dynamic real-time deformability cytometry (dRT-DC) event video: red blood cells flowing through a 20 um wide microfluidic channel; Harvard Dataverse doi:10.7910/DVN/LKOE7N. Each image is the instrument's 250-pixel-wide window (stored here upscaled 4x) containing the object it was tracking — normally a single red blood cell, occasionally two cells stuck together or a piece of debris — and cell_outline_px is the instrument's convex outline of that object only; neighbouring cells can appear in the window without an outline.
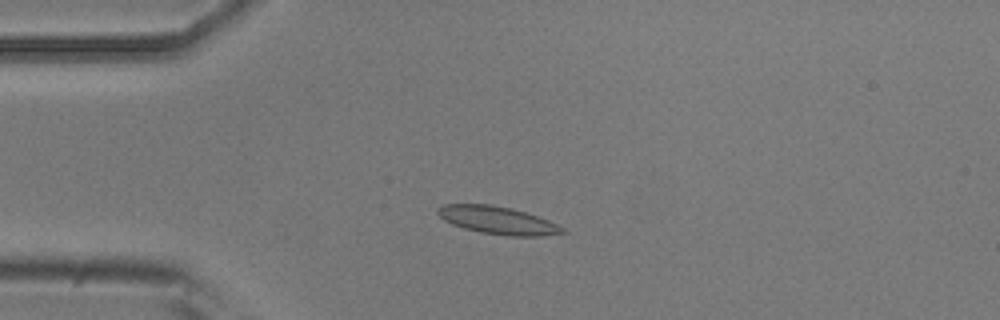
{"species": "common noctule bat (a hibernating species)", "species_latin": "Nyctalus noctula", "temperature_condition": "room temperature", "stored_images_in_passage": 5, "camera_frame_rate_fps": 3000, "um_per_image_px": 0.085, "animal": {"sex": "male", "body_mass_g": 20.5, "forearm_length_mm": 52.5}, "frame": {"image": 1, "passage_image": 3, "time_ms": 0.667, "image_size_px": [1000, 320], "cell_outline_px": [[568, 232], [540, 236], [508, 236], [480, 232], [464, 228], [452, 224], [444, 220], [436, 212], [436, 208], [444, 204], [492, 204], [512, 208], [548, 220], [564, 228]], "centroid_in_image_um": [42.28, 18.72], "position_along_channel_um": 42.7, "area_um2": 20.11}}
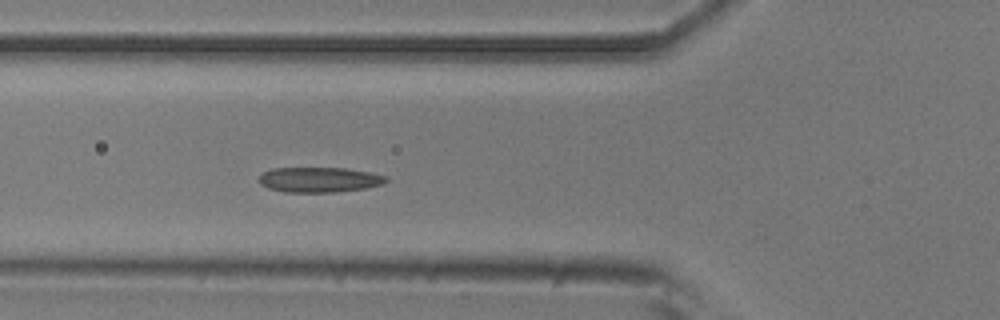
{"frame": {"image": 2, "passage_image": 5, "time_ms": 1.333, "image_size_px": [1000, 320], "cell_outline_px": [[388, 180], [384, 184], [364, 188], [336, 192], [284, 192], [268, 188], [260, 184], [260, 176], [264, 172], [272, 168], [344, 168], [368, 172], [388, 176]], "centroid_in_image_um": [27.15, 15.28], "position_along_channel_um": 98.6, "area_um2": 18.55}}